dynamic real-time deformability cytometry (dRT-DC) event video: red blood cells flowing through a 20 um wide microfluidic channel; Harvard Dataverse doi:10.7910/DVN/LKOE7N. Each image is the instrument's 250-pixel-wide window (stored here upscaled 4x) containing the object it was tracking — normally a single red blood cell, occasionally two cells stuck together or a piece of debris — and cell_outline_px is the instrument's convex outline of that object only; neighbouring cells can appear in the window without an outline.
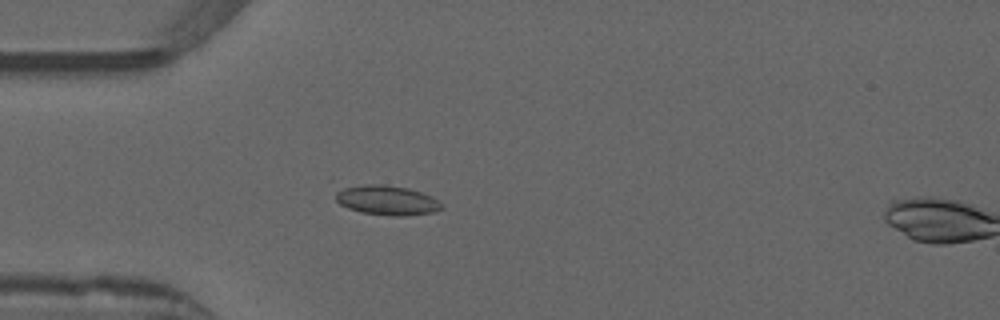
{"species": "common noctule bat (a hibernating species)", "species_latin": "Nyctalus noctula", "temperature_condition": "warm", "stored_images_in_passage": 16, "camera_frame_rate_fps": 3000, "um_per_image_px": 0.085, "animal": {"sex": "male", "forearm_length_mm": 52.5}, "frame": {"image": 1, "passage_image": 14, "time_ms": 4.333, "image_size_px": [1000, 320], "cell_outline_px": [[444, 208], [432, 212], [404, 216], [392, 216], [360, 212], [348, 208], [340, 204], [336, 200], [336, 192], [344, 188], [364, 184], [380, 184], [408, 188], [420, 192], [444, 204]], "centroid_in_image_um": [32.89, 17.03], "position_along_channel_um": 52.1, "area_um2": 18.09}}